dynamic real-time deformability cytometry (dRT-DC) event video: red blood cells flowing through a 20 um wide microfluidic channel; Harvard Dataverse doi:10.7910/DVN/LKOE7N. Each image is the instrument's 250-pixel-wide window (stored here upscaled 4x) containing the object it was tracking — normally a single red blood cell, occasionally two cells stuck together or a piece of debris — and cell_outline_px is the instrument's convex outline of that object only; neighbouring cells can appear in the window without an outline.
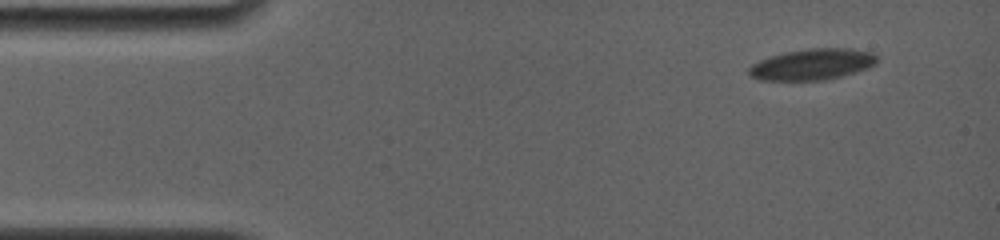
{"species": "common noctule bat (a hibernating species)", "species_latin": "Nyctalus noctula", "temperature_condition": "room temperature", "stored_images_in_passage": 13, "camera_frame_rate_fps": 4000, "um_per_image_px": 0.085, "animal": {"sex": "female", "body_mass_g": 19.0, "forearm_length_mm": 56.7}, "frame": {"image": 1, "passage_image": 1, "time_ms": 0.0, "image_size_px": [1000, 240], "cell_outline_px": [[876, 60], [872, 64], [864, 68], [840, 76], [820, 80], [760, 80], [748, 76], [748, 68], [752, 64], [768, 56], [784, 52], [808, 48], [848, 48], [872, 52], [876, 56]], "centroid_in_image_um": [68.94, 5.46], "position_along_channel_um": 16.1, "area_um2": 22.95}}
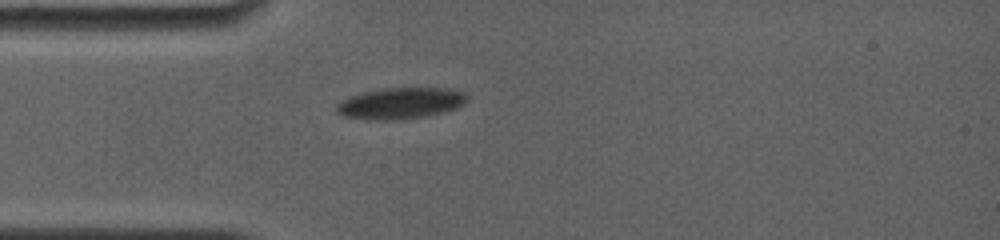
{"frame": {"image": 2, "passage_image": 9, "time_ms": 3.75, "image_size_px": [1000, 240], "cell_outline_px": [[468, 100], [464, 104], [456, 108], [444, 112], [424, 116], [396, 120], [368, 120], [344, 116], [336, 112], [336, 104], [348, 96], [380, 88], [448, 88], [464, 92], [468, 96]], "centroid_in_image_um": [34.03, 8.77], "position_along_channel_um": 51.0, "area_um2": 23.99}}
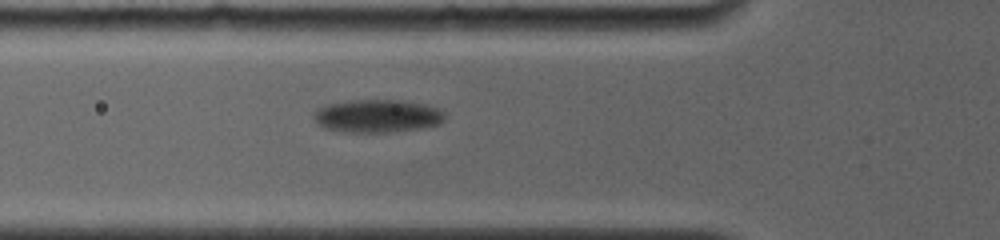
{"frame": {"image": 3, "passage_image": 12, "time_ms": 5.25, "image_size_px": [1000, 240], "cell_outline_px": [[444, 120], [440, 124], [424, 128], [388, 132], [340, 132], [324, 128], [316, 124], [312, 116], [316, 108], [328, 104], [348, 100], [400, 100], [424, 104], [440, 108], [444, 112]], "centroid_in_image_um": [32.04, 9.86], "position_along_channel_um": 93.8, "area_um2": 25.61}}